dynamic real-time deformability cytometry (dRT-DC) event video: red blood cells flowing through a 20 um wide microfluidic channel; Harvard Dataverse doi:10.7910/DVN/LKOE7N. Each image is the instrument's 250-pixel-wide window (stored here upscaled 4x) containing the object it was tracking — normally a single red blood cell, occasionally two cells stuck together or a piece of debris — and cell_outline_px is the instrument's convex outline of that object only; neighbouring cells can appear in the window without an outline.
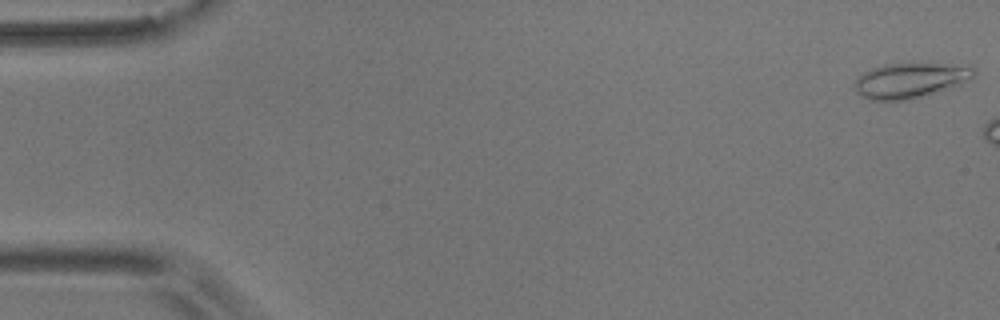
{"species": "common noctule bat (a hibernating species)", "species_latin": "Nyctalus noctula", "temperature_condition": "room temperature", "stored_images_in_passage": 6, "camera_frame_rate_fps": 3000, "um_per_image_px": 0.085, "animal": {"sex": "male", "body_mass_g": 17.9}, "frame": {"image": 1, "passage_image": 1, "time_ms": 0.0, "image_size_px": [1000, 320], "cell_outline_px": [[976, 72], [972, 76], [960, 84], [952, 88], [908, 100], [868, 100], [860, 96], [856, 92], [856, 80], [864, 72], [872, 68], [884, 64], [972, 64], [976, 68]], "centroid_in_image_um": [77.41, 6.83], "position_along_channel_um": 7.6, "area_um2": 24.45}}